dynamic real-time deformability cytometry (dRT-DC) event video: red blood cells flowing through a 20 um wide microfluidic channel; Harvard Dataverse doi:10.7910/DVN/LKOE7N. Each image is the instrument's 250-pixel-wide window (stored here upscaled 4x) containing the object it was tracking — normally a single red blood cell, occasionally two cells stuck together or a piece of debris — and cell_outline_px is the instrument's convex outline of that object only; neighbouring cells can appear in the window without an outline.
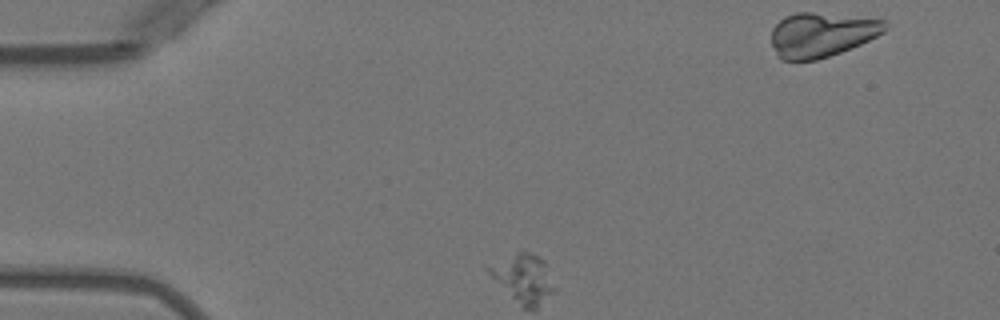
{"species": "Egyptian fruit bat (a non-hibernating species)", "species_latin": "Rousettus aegyptiacus", "temperature_condition": "warm", "stored_images_in_passage": 2, "camera_frame_rate_fps": 3000, "um_per_image_px": 0.085, "animal": {"sex": "female"}, "frame": {"image": 1, "passage_image": 1, "time_ms": 0.0, "image_size_px": [1000, 320], "cell_outline_px": [[884, 32], [860, 44], [840, 52], [816, 60], [780, 60], [776, 56], [772, 44], [772, 28], [784, 16], [796, 12], [812, 12], [884, 20]], "centroid_in_image_um": [69.76, 2.95], "position_along_channel_um": 15.2, "area_um2": 29.13}}